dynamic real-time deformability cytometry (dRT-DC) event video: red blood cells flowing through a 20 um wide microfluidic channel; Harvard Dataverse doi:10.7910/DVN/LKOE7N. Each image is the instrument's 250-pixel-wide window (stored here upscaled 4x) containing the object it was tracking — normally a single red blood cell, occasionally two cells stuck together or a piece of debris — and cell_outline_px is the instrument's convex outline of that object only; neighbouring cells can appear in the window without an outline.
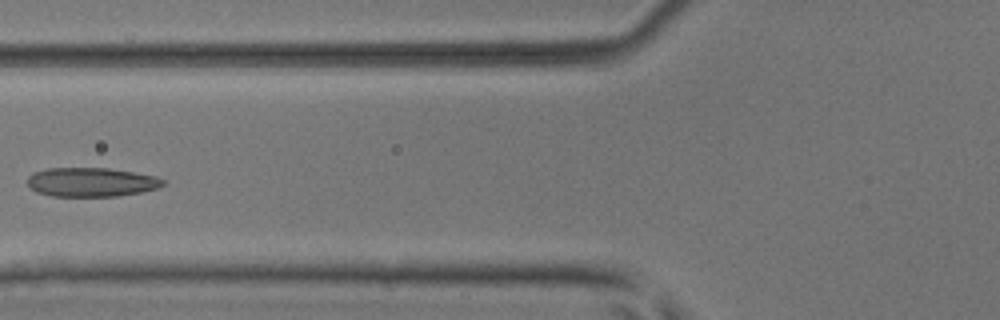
{"species": "common noctule bat (a hibernating species)", "species_latin": "Nyctalus noctula", "temperature_condition": "room temperature", "stored_images_in_passage": 3, "camera_frame_rate_fps": 3000, "um_per_image_px": 0.085, "animal": {"sex": "male", "body_mass_g": 17.9, "forearm_length_mm": 54.2}, "frame": {"image": 1, "passage_image": 2, "time_ms": 0.333, "image_size_px": [1000, 320], "cell_outline_px": [[168, 184], [160, 188], [140, 192], [116, 196], [52, 196], [36, 192], [28, 188], [28, 176], [32, 172], [48, 168], [108, 168], [156, 176], [164, 180]], "centroid_in_image_um": [7.76, 15.48], "position_along_channel_um": 118.0, "area_um2": 23.18}}
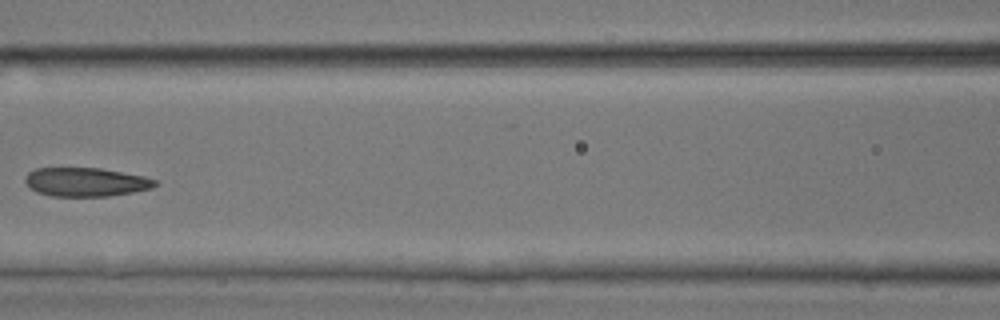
{"frame": {"image": 2, "passage_image": 3, "time_ms": 0.667, "image_size_px": [1000, 320], "cell_outline_px": [[156, 184], [152, 188], [132, 192], [108, 196], [52, 196], [36, 192], [24, 180], [24, 176], [28, 172], [36, 168], [100, 168], [144, 176], [156, 180]], "centroid_in_image_um": [7.27, 15.47], "position_along_channel_um": 159.3, "area_um2": 21.68}}